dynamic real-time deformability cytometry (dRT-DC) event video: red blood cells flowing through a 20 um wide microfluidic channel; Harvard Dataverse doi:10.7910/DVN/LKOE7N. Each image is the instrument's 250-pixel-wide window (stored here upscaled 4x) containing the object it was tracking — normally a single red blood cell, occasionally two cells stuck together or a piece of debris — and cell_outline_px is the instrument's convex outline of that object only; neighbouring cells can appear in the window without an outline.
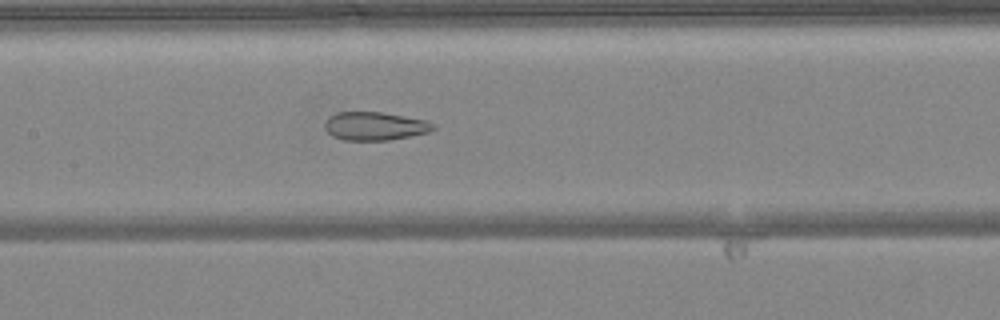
{"species": "common noctule bat (a hibernating species)", "species_latin": "Nyctalus noctula", "temperature_condition": "warm", "stored_images_in_passage": 50, "camera_frame_rate_fps": 3000, "um_per_image_px": 0.085, "animal": {"sex": "female", "body_mass_g": 24.6, "forearm_length_mm": 56.2}, "frame": {"image": 1, "passage_image": 24, "time_ms": 7.667, "image_size_px": [1000, 320], "cell_outline_px": [[436, 128], [428, 132], [388, 140], [344, 140], [332, 136], [324, 128], [324, 124], [328, 116], [336, 112], [384, 112], [428, 120], [436, 124]], "centroid_in_image_um": [31.86, 10.7], "position_along_channel_um": 175.5, "area_um2": 18.09}}
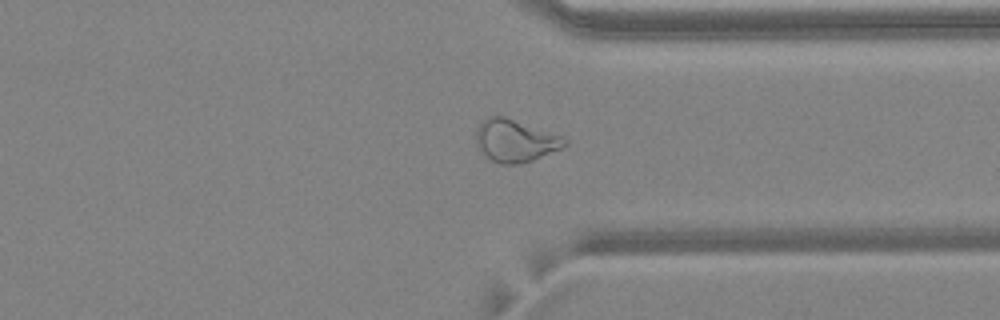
{"frame": {"image": 2, "passage_image": 38, "time_ms": 12.333, "image_size_px": [1000, 320], "cell_outline_px": [[568, 144], [560, 148], [532, 160], [520, 164], [500, 164], [492, 160], [476, 144], [476, 128], [488, 116], [504, 116], [560, 136], [568, 140]], "centroid_in_image_um": [43.77, 11.96], "position_along_channel_um": 367.6, "area_um2": 21.33}}
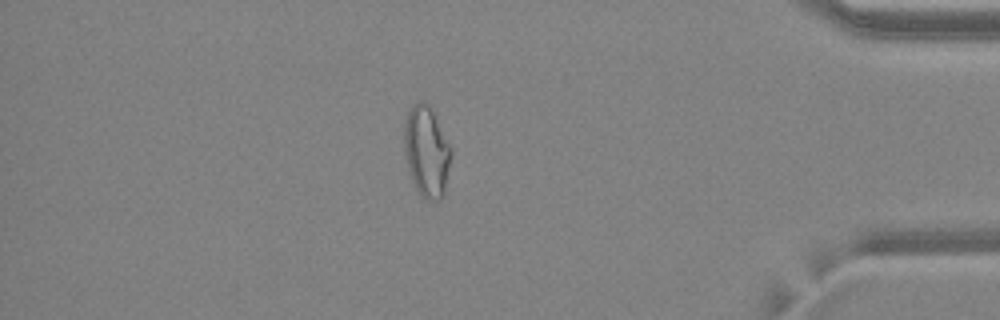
{"frame": {"image": 3, "passage_image": 43, "time_ms": 14.0, "image_size_px": [1000, 320], "cell_outline_px": [[452, 152], [444, 196], [440, 200], [428, 200], [416, 188], [412, 180], [408, 168], [404, 152], [404, 124], [408, 112], [412, 104], [420, 100], [424, 100], [428, 104], [452, 148]], "centroid_in_image_um": [36.26, 12.87], "position_along_channel_um": 398.9, "area_um2": 24.8}, "authors_computed_cell_mechanics": {"area_um2": 24.5072, "velocity_mm_per_s": 4.1401, "shape_relaxation_time_tau1_ms": null, "shape_relaxation_time_tau2_ms": 1.8448, "deformation_change_tau1": null, "deformation_change_tau2": 0.099}}